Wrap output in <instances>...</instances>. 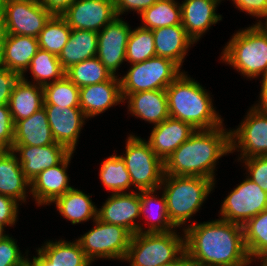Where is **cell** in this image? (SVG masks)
I'll return each instance as SVG.
<instances>
[{
  "mask_svg": "<svg viewBox=\"0 0 267 266\" xmlns=\"http://www.w3.org/2000/svg\"><path fill=\"white\" fill-rule=\"evenodd\" d=\"M185 251L191 266H247L251 260L243 227L222 219L184 228Z\"/></svg>",
  "mask_w": 267,
  "mask_h": 266,
  "instance_id": "1",
  "label": "cell"
},
{
  "mask_svg": "<svg viewBox=\"0 0 267 266\" xmlns=\"http://www.w3.org/2000/svg\"><path fill=\"white\" fill-rule=\"evenodd\" d=\"M231 153L230 130L222 126L196 130L164 162V174L214 180L219 158Z\"/></svg>",
  "mask_w": 267,
  "mask_h": 266,
  "instance_id": "2",
  "label": "cell"
},
{
  "mask_svg": "<svg viewBox=\"0 0 267 266\" xmlns=\"http://www.w3.org/2000/svg\"><path fill=\"white\" fill-rule=\"evenodd\" d=\"M165 91L170 117L184 121L196 130L223 125L221 117L213 108L210 94L184 72Z\"/></svg>",
  "mask_w": 267,
  "mask_h": 266,
  "instance_id": "3",
  "label": "cell"
},
{
  "mask_svg": "<svg viewBox=\"0 0 267 266\" xmlns=\"http://www.w3.org/2000/svg\"><path fill=\"white\" fill-rule=\"evenodd\" d=\"M214 181L197 176H177L164 174L160 190H164L168 217L175 227H179L195 214L213 190Z\"/></svg>",
  "mask_w": 267,
  "mask_h": 266,
  "instance_id": "4",
  "label": "cell"
},
{
  "mask_svg": "<svg viewBox=\"0 0 267 266\" xmlns=\"http://www.w3.org/2000/svg\"><path fill=\"white\" fill-rule=\"evenodd\" d=\"M221 59L247 78L267 74V31L256 24L236 32Z\"/></svg>",
  "mask_w": 267,
  "mask_h": 266,
  "instance_id": "5",
  "label": "cell"
},
{
  "mask_svg": "<svg viewBox=\"0 0 267 266\" xmlns=\"http://www.w3.org/2000/svg\"><path fill=\"white\" fill-rule=\"evenodd\" d=\"M185 251V238L177 232L135 233L125 261L130 266H160L176 260Z\"/></svg>",
  "mask_w": 267,
  "mask_h": 266,
  "instance_id": "6",
  "label": "cell"
},
{
  "mask_svg": "<svg viewBox=\"0 0 267 266\" xmlns=\"http://www.w3.org/2000/svg\"><path fill=\"white\" fill-rule=\"evenodd\" d=\"M125 150V156H120L125 161L134 188L139 191L159 189L164 176V162L149 143L130 135Z\"/></svg>",
  "mask_w": 267,
  "mask_h": 266,
  "instance_id": "7",
  "label": "cell"
},
{
  "mask_svg": "<svg viewBox=\"0 0 267 266\" xmlns=\"http://www.w3.org/2000/svg\"><path fill=\"white\" fill-rule=\"evenodd\" d=\"M180 68L171 59L158 56L132 64L120 79L123 100L140 91L165 90L182 73Z\"/></svg>",
  "mask_w": 267,
  "mask_h": 266,
  "instance_id": "8",
  "label": "cell"
},
{
  "mask_svg": "<svg viewBox=\"0 0 267 266\" xmlns=\"http://www.w3.org/2000/svg\"><path fill=\"white\" fill-rule=\"evenodd\" d=\"M94 222L95 227L77 239L89 260H124L133 234L123 226L108 224L98 218Z\"/></svg>",
  "mask_w": 267,
  "mask_h": 266,
  "instance_id": "9",
  "label": "cell"
},
{
  "mask_svg": "<svg viewBox=\"0 0 267 266\" xmlns=\"http://www.w3.org/2000/svg\"><path fill=\"white\" fill-rule=\"evenodd\" d=\"M5 34L38 38L53 16L39 0H8L0 5Z\"/></svg>",
  "mask_w": 267,
  "mask_h": 266,
  "instance_id": "10",
  "label": "cell"
},
{
  "mask_svg": "<svg viewBox=\"0 0 267 266\" xmlns=\"http://www.w3.org/2000/svg\"><path fill=\"white\" fill-rule=\"evenodd\" d=\"M265 209L267 192L247 177L223 201L220 219L243 226Z\"/></svg>",
  "mask_w": 267,
  "mask_h": 266,
  "instance_id": "11",
  "label": "cell"
},
{
  "mask_svg": "<svg viewBox=\"0 0 267 266\" xmlns=\"http://www.w3.org/2000/svg\"><path fill=\"white\" fill-rule=\"evenodd\" d=\"M245 117L236 130H230L231 153L238 147L239 159L267 156V114L254 105Z\"/></svg>",
  "mask_w": 267,
  "mask_h": 266,
  "instance_id": "12",
  "label": "cell"
},
{
  "mask_svg": "<svg viewBox=\"0 0 267 266\" xmlns=\"http://www.w3.org/2000/svg\"><path fill=\"white\" fill-rule=\"evenodd\" d=\"M76 30L99 32L116 17L114 0H75L61 15Z\"/></svg>",
  "mask_w": 267,
  "mask_h": 266,
  "instance_id": "13",
  "label": "cell"
},
{
  "mask_svg": "<svg viewBox=\"0 0 267 266\" xmlns=\"http://www.w3.org/2000/svg\"><path fill=\"white\" fill-rule=\"evenodd\" d=\"M131 32L129 24L116 17L98 32L97 58L111 75L126 61V47Z\"/></svg>",
  "mask_w": 267,
  "mask_h": 266,
  "instance_id": "14",
  "label": "cell"
},
{
  "mask_svg": "<svg viewBox=\"0 0 267 266\" xmlns=\"http://www.w3.org/2000/svg\"><path fill=\"white\" fill-rule=\"evenodd\" d=\"M141 200L134 190L127 193H115L97 210V218L102 222L120 225L132 234L144 233V229L135 219L140 217ZM141 226V227H140Z\"/></svg>",
  "mask_w": 267,
  "mask_h": 266,
  "instance_id": "15",
  "label": "cell"
},
{
  "mask_svg": "<svg viewBox=\"0 0 267 266\" xmlns=\"http://www.w3.org/2000/svg\"><path fill=\"white\" fill-rule=\"evenodd\" d=\"M43 107L55 142L74 152L86 119L83 111L80 108H64L57 105H43Z\"/></svg>",
  "mask_w": 267,
  "mask_h": 266,
  "instance_id": "16",
  "label": "cell"
},
{
  "mask_svg": "<svg viewBox=\"0 0 267 266\" xmlns=\"http://www.w3.org/2000/svg\"><path fill=\"white\" fill-rule=\"evenodd\" d=\"M11 150L20 154L18 159L21 169L30 182L45 169L59 164L70 153L64 145L56 142L41 147L12 145Z\"/></svg>",
  "mask_w": 267,
  "mask_h": 266,
  "instance_id": "17",
  "label": "cell"
},
{
  "mask_svg": "<svg viewBox=\"0 0 267 266\" xmlns=\"http://www.w3.org/2000/svg\"><path fill=\"white\" fill-rule=\"evenodd\" d=\"M117 77L112 76L103 83L79 88V108L86 118L95 117L108 108L124 102L121 94L120 78Z\"/></svg>",
  "mask_w": 267,
  "mask_h": 266,
  "instance_id": "18",
  "label": "cell"
},
{
  "mask_svg": "<svg viewBox=\"0 0 267 266\" xmlns=\"http://www.w3.org/2000/svg\"><path fill=\"white\" fill-rule=\"evenodd\" d=\"M70 152L59 164L45 169L31 181L30 191L36 203L48 205L64 195L72 187L68 184L66 169L72 154Z\"/></svg>",
  "mask_w": 267,
  "mask_h": 266,
  "instance_id": "19",
  "label": "cell"
},
{
  "mask_svg": "<svg viewBox=\"0 0 267 266\" xmlns=\"http://www.w3.org/2000/svg\"><path fill=\"white\" fill-rule=\"evenodd\" d=\"M195 131L190 124L168 117L153 127L147 142L155 154L165 162Z\"/></svg>",
  "mask_w": 267,
  "mask_h": 266,
  "instance_id": "20",
  "label": "cell"
},
{
  "mask_svg": "<svg viewBox=\"0 0 267 266\" xmlns=\"http://www.w3.org/2000/svg\"><path fill=\"white\" fill-rule=\"evenodd\" d=\"M221 0H185L181 6V24L196 43L211 25L222 20L216 7Z\"/></svg>",
  "mask_w": 267,
  "mask_h": 266,
  "instance_id": "21",
  "label": "cell"
},
{
  "mask_svg": "<svg viewBox=\"0 0 267 266\" xmlns=\"http://www.w3.org/2000/svg\"><path fill=\"white\" fill-rule=\"evenodd\" d=\"M38 49V38L4 34L0 65L20 76H24Z\"/></svg>",
  "mask_w": 267,
  "mask_h": 266,
  "instance_id": "22",
  "label": "cell"
},
{
  "mask_svg": "<svg viewBox=\"0 0 267 266\" xmlns=\"http://www.w3.org/2000/svg\"><path fill=\"white\" fill-rule=\"evenodd\" d=\"M126 99H129L130 113L154 126L170 117L165 90L140 91L129 94Z\"/></svg>",
  "mask_w": 267,
  "mask_h": 266,
  "instance_id": "23",
  "label": "cell"
},
{
  "mask_svg": "<svg viewBox=\"0 0 267 266\" xmlns=\"http://www.w3.org/2000/svg\"><path fill=\"white\" fill-rule=\"evenodd\" d=\"M155 41L156 56L171 59L182 67V62L189 46L194 40L182 25L166 26L152 30Z\"/></svg>",
  "mask_w": 267,
  "mask_h": 266,
  "instance_id": "24",
  "label": "cell"
},
{
  "mask_svg": "<svg viewBox=\"0 0 267 266\" xmlns=\"http://www.w3.org/2000/svg\"><path fill=\"white\" fill-rule=\"evenodd\" d=\"M43 104V87L31 84L24 76H21L14 86L8 103L13 123L30 117L43 108Z\"/></svg>",
  "mask_w": 267,
  "mask_h": 266,
  "instance_id": "25",
  "label": "cell"
},
{
  "mask_svg": "<svg viewBox=\"0 0 267 266\" xmlns=\"http://www.w3.org/2000/svg\"><path fill=\"white\" fill-rule=\"evenodd\" d=\"M55 143L46 110L41 108L30 117L14 123L12 145L46 146Z\"/></svg>",
  "mask_w": 267,
  "mask_h": 266,
  "instance_id": "26",
  "label": "cell"
},
{
  "mask_svg": "<svg viewBox=\"0 0 267 266\" xmlns=\"http://www.w3.org/2000/svg\"><path fill=\"white\" fill-rule=\"evenodd\" d=\"M26 187H31V182L25 177L19 159L11 149L5 150L0 155V194L25 202Z\"/></svg>",
  "mask_w": 267,
  "mask_h": 266,
  "instance_id": "27",
  "label": "cell"
},
{
  "mask_svg": "<svg viewBox=\"0 0 267 266\" xmlns=\"http://www.w3.org/2000/svg\"><path fill=\"white\" fill-rule=\"evenodd\" d=\"M98 33L90 30H71V35L58 59L66 71L72 65L97 56Z\"/></svg>",
  "mask_w": 267,
  "mask_h": 266,
  "instance_id": "28",
  "label": "cell"
},
{
  "mask_svg": "<svg viewBox=\"0 0 267 266\" xmlns=\"http://www.w3.org/2000/svg\"><path fill=\"white\" fill-rule=\"evenodd\" d=\"M54 202L62 217L71 221L73 225L92 217L93 221L97 218L98 208L90 200V195L73 187Z\"/></svg>",
  "mask_w": 267,
  "mask_h": 266,
  "instance_id": "29",
  "label": "cell"
},
{
  "mask_svg": "<svg viewBox=\"0 0 267 266\" xmlns=\"http://www.w3.org/2000/svg\"><path fill=\"white\" fill-rule=\"evenodd\" d=\"M66 242L49 240L38 251L52 264L59 266H90L92 263L82 250L79 242Z\"/></svg>",
  "mask_w": 267,
  "mask_h": 266,
  "instance_id": "30",
  "label": "cell"
},
{
  "mask_svg": "<svg viewBox=\"0 0 267 266\" xmlns=\"http://www.w3.org/2000/svg\"><path fill=\"white\" fill-rule=\"evenodd\" d=\"M244 244L251 260H267V209L248 220L243 226Z\"/></svg>",
  "mask_w": 267,
  "mask_h": 266,
  "instance_id": "31",
  "label": "cell"
},
{
  "mask_svg": "<svg viewBox=\"0 0 267 266\" xmlns=\"http://www.w3.org/2000/svg\"><path fill=\"white\" fill-rule=\"evenodd\" d=\"M178 5L175 0H157L140 14L144 24L140 27L155 30L166 26L182 25L181 6Z\"/></svg>",
  "mask_w": 267,
  "mask_h": 266,
  "instance_id": "32",
  "label": "cell"
},
{
  "mask_svg": "<svg viewBox=\"0 0 267 266\" xmlns=\"http://www.w3.org/2000/svg\"><path fill=\"white\" fill-rule=\"evenodd\" d=\"M156 190H146L139 191V197L141 200V211L140 214H146L145 219L149 220L150 226L145 230L144 233H167L173 231L176 227L172 224L168 217L167 211V201L164 193L162 194L161 199L156 198L154 194ZM155 196V197H154ZM157 204L156 213L153 217L149 213V209L152 208L154 204ZM154 207V206H153ZM148 212V213H146ZM153 218V219H152ZM152 219V220H151ZM173 229V230H172Z\"/></svg>",
  "mask_w": 267,
  "mask_h": 266,
  "instance_id": "33",
  "label": "cell"
},
{
  "mask_svg": "<svg viewBox=\"0 0 267 266\" xmlns=\"http://www.w3.org/2000/svg\"><path fill=\"white\" fill-rule=\"evenodd\" d=\"M29 69L34 77V81H36L35 83L42 87L62 79L66 72L57 55L41 48L38 49L36 55L32 58Z\"/></svg>",
  "mask_w": 267,
  "mask_h": 266,
  "instance_id": "34",
  "label": "cell"
},
{
  "mask_svg": "<svg viewBox=\"0 0 267 266\" xmlns=\"http://www.w3.org/2000/svg\"><path fill=\"white\" fill-rule=\"evenodd\" d=\"M77 87L94 85L108 81L113 75L106 69L97 57H93L75 65H72L65 72Z\"/></svg>",
  "mask_w": 267,
  "mask_h": 266,
  "instance_id": "35",
  "label": "cell"
},
{
  "mask_svg": "<svg viewBox=\"0 0 267 266\" xmlns=\"http://www.w3.org/2000/svg\"><path fill=\"white\" fill-rule=\"evenodd\" d=\"M71 30L62 16L53 15L38 36L39 48L59 56L69 40Z\"/></svg>",
  "mask_w": 267,
  "mask_h": 266,
  "instance_id": "36",
  "label": "cell"
},
{
  "mask_svg": "<svg viewBox=\"0 0 267 266\" xmlns=\"http://www.w3.org/2000/svg\"><path fill=\"white\" fill-rule=\"evenodd\" d=\"M100 179L103 185L115 193H124V190L131 187L132 182L125 161L121 156L112 155L101 162Z\"/></svg>",
  "mask_w": 267,
  "mask_h": 266,
  "instance_id": "37",
  "label": "cell"
},
{
  "mask_svg": "<svg viewBox=\"0 0 267 266\" xmlns=\"http://www.w3.org/2000/svg\"><path fill=\"white\" fill-rule=\"evenodd\" d=\"M43 90V105L79 108V87L66 76L60 80L45 85Z\"/></svg>",
  "mask_w": 267,
  "mask_h": 266,
  "instance_id": "38",
  "label": "cell"
},
{
  "mask_svg": "<svg viewBox=\"0 0 267 266\" xmlns=\"http://www.w3.org/2000/svg\"><path fill=\"white\" fill-rule=\"evenodd\" d=\"M155 56V41L152 30L142 27L131 30L126 47V61L132 65Z\"/></svg>",
  "mask_w": 267,
  "mask_h": 266,
  "instance_id": "39",
  "label": "cell"
},
{
  "mask_svg": "<svg viewBox=\"0 0 267 266\" xmlns=\"http://www.w3.org/2000/svg\"><path fill=\"white\" fill-rule=\"evenodd\" d=\"M28 260L22 256L15 239L7 235L0 240V266H27Z\"/></svg>",
  "mask_w": 267,
  "mask_h": 266,
  "instance_id": "40",
  "label": "cell"
},
{
  "mask_svg": "<svg viewBox=\"0 0 267 266\" xmlns=\"http://www.w3.org/2000/svg\"><path fill=\"white\" fill-rule=\"evenodd\" d=\"M243 160L247 166V176L263 191L267 192V156H254Z\"/></svg>",
  "mask_w": 267,
  "mask_h": 266,
  "instance_id": "41",
  "label": "cell"
},
{
  "mask_svg": "<svg viewBox=\"0 0 267 266\" xmlns=\"http://www.w3.org/2000/svg\"><path fill=\"white\" fill-rule=\"evenodd\" d=\"M14 141V123L8 105H0V143L6 149H12Z\"/></svg>",
  "mask_w": 267,
  "mask_h": 266,
  "instance_id": "42",
  "label": "cell"
},
{
  "mask_svg": "<svg viewBox=\"0 0 267 266\" xmlns=\"http://www.w3.org/2000/svg\"><path fill=\"white\" fill-rule=\"evenodd\" d=\"M21 76L0 65V105H8L15 84Z\"/></svg>",
  "mask_w": 267,
  "mask_h": 266,
  "instance_id": "43",
  "label": "cell"
},
{
  "mask_svg": "<svg viewBox=\"0 0 267 266\" xmlns=\"http://www.w3.org/2000/svg\"><path fill=\"white\" fill-rule=\"evenodd\" d=\"M18 201L0 194V224L2 226L15 225L18 213Z\"/></svg>",
  "mask_w": 267,
  "mask_h": 266,
  "instance_id": "44",
  "label": "cell"
},
{
  "mask_svg": "<svg viewBox=\"0 0 267 266\" xmlns=\"http://www.w3.org/2000/svg\"><path fill=\"white\" fill-rule=\"evenodd\" d=\"M157 0H114L117 17L129 10L137 11L141 14L144 10L151 7ZM129 9V10H128Z\"/></svg>",
  "mask_w": 267,
  "mask_h": 266,
  "instance_id": "45",
  "label": "cell"
},
{
  "mask_svg": "<svg viewBox=\"0 0 267 266\" xmlns=\"http://www.w3.org/2000/svg\"><path fill=\"white\" fill-rule=\"evenodd\" d=\"M236 8L245 11L249 15L265 18L267 15V0H232Z\"/></svg>",
  "mask_w": 267,
  "mask_h": 266,
  "instance_id": "46",
  "label": "cell"
},
{
  "mask_svg": "<svg viewBox=\"0 0 267 266\" xmlns=\"http://www.w3.org/2000/svg\"><path fill=\"white\" fill-rule=\"evenodd\" d=\"M75 0H39L52 15L61 16Z\"/></svg>",
  "mask_w": 267,
  "mask_h": 266,
  "instance_id": "47",
  "label": "cell"
},
{
  "mask_svg": "<svg viewBox=\"0 0 267 266\" xmlns=\"http://www.w3.org/2000/svg\"><path fill=\"white\" fill-rule=\"evenodd\" d=\"M261 93H260V104H256V107L262 112L267 114V74L262 77Z\"/></svg>",
  "mask_w": 267,
  "mask_h": 266,
  "instance_id": "48",
  "label": "cell"
},
{
  "mask_svg": "<svg viewBox=\"0 0 267 266\" xmlns=\"http://www.w3.org/2000/svg\"><path fill=\"white\" fill-rule=\"evenodd\" d=\"M37 257L33 256V261L28 260L27 266H59L58 264H52L48 261L38 250Z\"/></svg>",
  "mask_w": 267,
  "mask_h": 266,
  "instance_id": "49",
  "label": "cell"
},
{
  "mask_svg": "<svg viewBox=\"0 0 267 266\" xmlns=\"http://www.w3.org/2000/svg\"><path fill=\"white\" fill-rule=\"evenodd\" d=\"M160 266H191L188 254L184 251L176 260Z\"/></svg>",
  "mask_w": 267,
  "mask_h": 266,
  "instance_id": "50",
  "label": "cell"
},
{
  "mask_svg": "<svg viewBox=\"0 0 267 266\" xmlns=\"http://www.w3.org/2000/svg\"><path fill=\"white\" fill-rule=\"evenodd\" d=\"M4 28H3V23H2V19L0 16V61H1V55H2V41H3V37H4Z\"/></svg>",
  "mask_w": 267,
  "mask_h": 266,
  "instance_id": "51",
  "label": "cell"
},
{
  "mask_svg": "<svg viewBox=\"0 0 267 266\" xmlns=\"http://www.w3.org/2000/svg\"><path fill=\"white\" fill-rule=\"evenodd\" d=\"M4 232V226L0 224V240L4 239L7 235L3 233Z\"/></svg>",
  "mask_w": 267,
  "mask_h": 266,
  "instance_id": "52",
  "label": "cell"
},
{
  "mask_svg": "<svg viewBox=\"0 0 267 266\" xmlns=\"http://www.w3.org/2000/svg\"><path fill=\"white\" fill-rule=\"evenodd\" d=\"M265 17H266V19H265V20H266V22H265V23H263L265 26L262 24V22H261V21L257 22V24H260V25H261V26H262V27H263V28H264V29L267 31V15H266Z\"/></svg>",
  "mask_w": 267,
  "mask_h": 266,
  "instance_id": "53",
  "label": "cell"
},
{
  "mask_svg": "<svg viewBox=\"0 0 267 266\" xmlns=\"http://www.w3.org/2000/svg\"><path fill=\"white\" fill-rule=\"evenodd\" d=\"M7 150L1 143H0V155Z\"/></svg>",
  "mask_w": 267,
  "mask_h": 266,
  "instance_id": "54",
  "label": "cell"
},
{
  "mask_svg": "<svg viewBox=\"0 0 267 266\" xmlns=\"http://www.w3.org/2000/svg\"><path fill=\"white\" fill-rule=\"evenodd\" d=\"M261 263H263L262 266H267V261L266 260H261Z\"/></svg>",
  "mask_w": 267,
  "mask_h": 266,
  "instance_id": "55",
  "label": "cell"
},
{
  "mask_svg": "<svg viewBox=\"0 0 267 266\" xmlns=\"http://www.w3.org/2000/svg\"><path fill=\"white\" fill-rule=\"evenodd\" d=\"M5 1H8V0H0V5L5 2Z\"/></svg>",
  "mask_w": 267,
  "mask_h": 266,
  "instance_id": "56",
  "label": "cell"
}]
</instances>
